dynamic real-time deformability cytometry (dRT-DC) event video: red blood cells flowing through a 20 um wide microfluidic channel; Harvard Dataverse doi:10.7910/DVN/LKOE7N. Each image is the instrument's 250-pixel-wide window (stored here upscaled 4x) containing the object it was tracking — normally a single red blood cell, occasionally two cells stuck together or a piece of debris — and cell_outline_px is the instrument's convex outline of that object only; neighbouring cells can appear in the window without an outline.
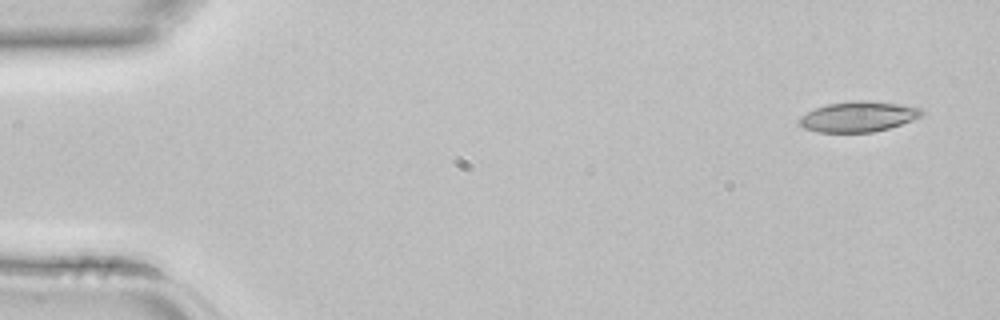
{"species": "common noctule bat (a hibernating species)", "species_latin": "Nyctalus noctula", "temperature_condition": "room temperature", "stored_images_in_passage": 3, "segment_of_instrument_passage": [2, 2], "camera_frame_rate_fps": 3000, "um_per_image_px": 0.085, "animal": {"sex": "female", "body_mass_g": 22.7, "forearm_length_mm": 54.2}, "frame": {"image": 1, "passage_image": 3, "time_ms": 0.667, "image_size_px": [1000, 320], "cell_outline_px": [[924, 112], [920, 116], [912, 120], [888, 128], [872, 132], [816, 132], [804, 128], [800, 124], [800, 116], [816, 108], [828, 104], [860, 100], [896, 104], [920, 108]], "centroid_in_image_um": [72.93, 9.92], "position_along_channel_um": 12.1, "area_um2": 21.15}}